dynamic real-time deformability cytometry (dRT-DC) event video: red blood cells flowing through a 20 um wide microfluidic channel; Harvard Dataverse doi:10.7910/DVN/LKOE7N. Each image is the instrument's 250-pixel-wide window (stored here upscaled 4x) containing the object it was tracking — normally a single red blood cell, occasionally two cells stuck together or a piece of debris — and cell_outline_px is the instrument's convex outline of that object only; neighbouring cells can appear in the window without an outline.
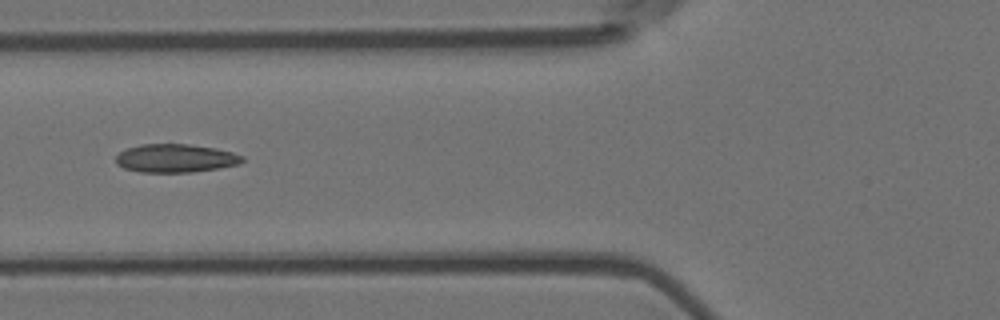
{"species": "Egyptian fruit bat (a non-hibernating species)", "species_latin": "Rousettus aegyptiacus", "temperature_condition": "room temperature", "stored_images_in_passage": 8, "camera_frame_rate_fps": 3000, "um_per_image_px": 0.085, "animal": {"sex": "female"}, "frame": {"image": 1, "passage_image": 6, "time_ms": 1.667, "image_size_px": [1000, 320], "cell_outline_px": [[244, 160], [240, 164], [220, 168], [192, 172], [140, 172], [124, 168], [116, 164], [116, 156], [120, 152], [128, 148], [140, 144], [188, 144], [216, 148], [232, 152], [244, 156]], "centroid_in_image_um": [14.94, 13.45], "position_along_channel_um": 110.9, "area_um2": 20.98}}
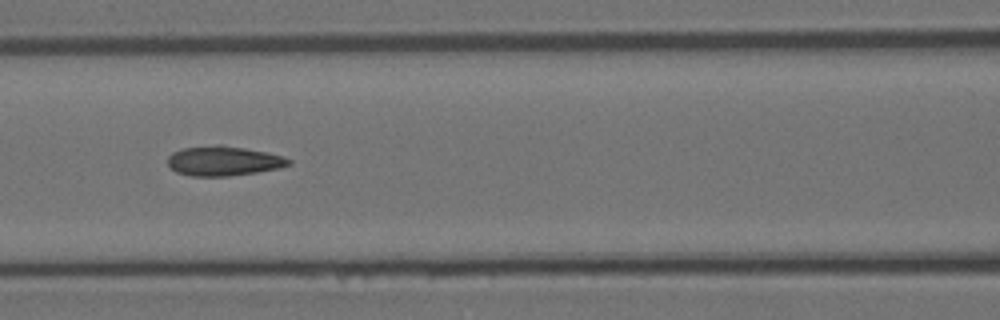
{"frame": {"image": 2, "passage_image": 7, "time_ms": 2.0, "image_size_px": [1000, 320], "cell_outline_px": [[292, 164], [280, 168], [256, 172], [228, 176], [192, 176], [176, 172], [168, 164], [168, 156], [172, 152], [184, 148], [216, 144], [220, 144], [268, 152], [284, 156], [292, 160]], "centroid_in_image_um": [19.03, 13.67], "position_along_channel_um": 147.6, "area_um2": 21.04}}
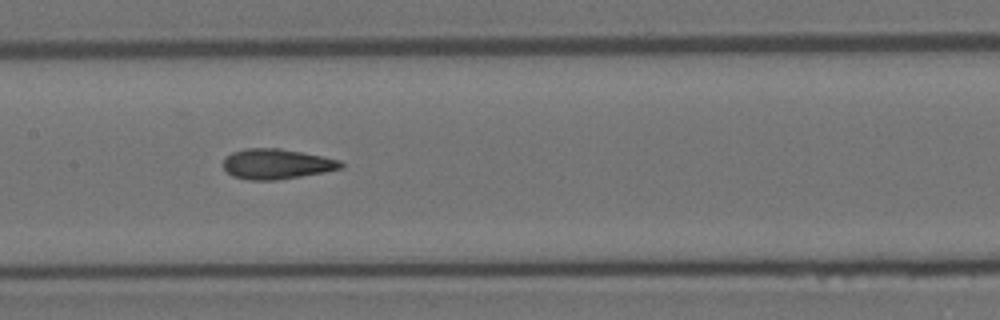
{"frame": {"image": 3, "passage_image": 8, "time_ms": 2.333, "image_size_px": [1000, 320], "cell_outline_px": [[344, 168], [324, 172], [276, 180], [248, 180], [232, 176], [224, 168], [224, 156], [232, 152], [244, 148], [280, 148], [324, 156], [340, 160], [344, 164]], "centroid_in_image_um": [23.51, 13.93], "position_along_channel_um": 183.9, "area_um2": 20.87}}